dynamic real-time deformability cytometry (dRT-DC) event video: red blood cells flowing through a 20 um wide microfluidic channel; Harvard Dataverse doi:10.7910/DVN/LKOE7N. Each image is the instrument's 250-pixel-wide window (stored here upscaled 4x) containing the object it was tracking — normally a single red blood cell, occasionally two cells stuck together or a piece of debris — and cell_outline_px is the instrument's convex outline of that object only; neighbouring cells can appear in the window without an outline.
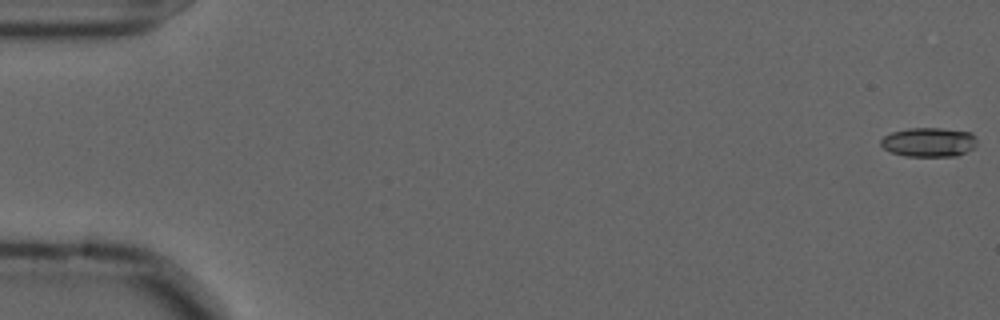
{"species": "common noctule bat (a hibernating species)", "species_latin": "Nyctalus noctula", "temperature_condition": "cold", "stored_images_in_passage": 57, "camera_frame_rate_fps": 3000, "um_per_image_px": 0.085, "animal": {"sex": "male", "forearm_length_mm": 52.5}, "frame": {"image": 1, "passage_image": 1, "time_ms": 0.0, "image_size_px": [1000, 320], "cell_outline_px": [[976, 144], [972, 148], [956, 156], [904, 156], [892, 152], [884, 148], [880, 144], [880, 140], [884, 136], [892, 132], [908, 128], [940, 128], [972, 132], [976, 140]], "centroid_in_image_um": [78.93, 12.08], "position_along_channel_um": 6.1, "area_um2": 16.3}}
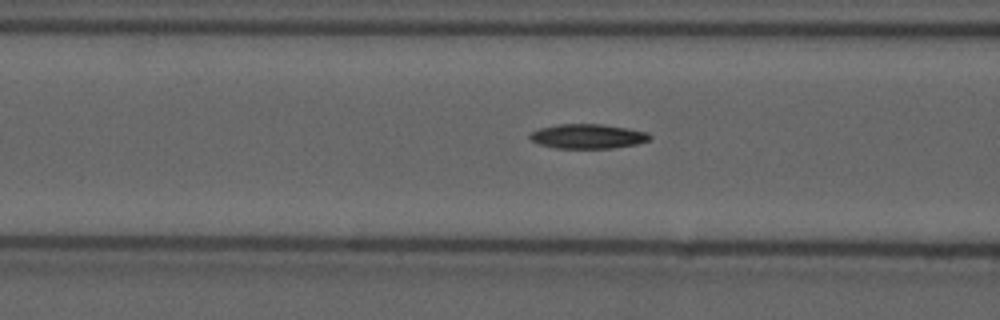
{"frame": {"image": 2, "passage_image": 23, "time_ms": 7.333, "image_size_px": [1000, 320], "cell_outline_px": [[652, 136], [648, 140], [636, 144], [612, 148], [556, 148], [540, 144], [532, 140], [528, 136], [532, 132], [540, 128], [556, 124], [600, 124], [628, 128], [648, 132]], "centroid_in_image_um": [49.97, 11.58], "position_along_channel_um": 116.6, "area_um2": 17.05}}
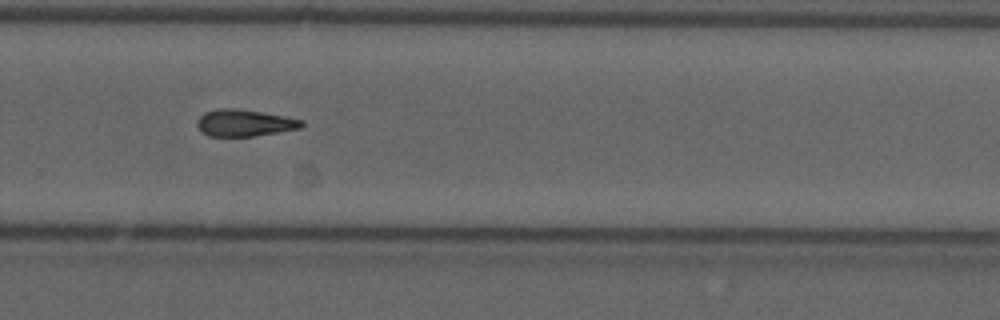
{"frame": {"image": 3, "passage_image": 39, "time_ms": 12.667, "image_size_px": [1000, 320], "cell_outline_px": [[304, 124], [300, 128], [256, 136], [208, 136], [200, 132], [196, 124], [196, 120], [204, 112], [220, 108], [236, 108], [284, 116], [304, 120]], "centroid_in_image_um": [20.74, 10.45], "position_along_channel_um": 309.1, "area_um2": 16.42}, "authors_computed_cell_mechanics": {"area_um2": 16.5308, "velocity_mm_per_s": 3.6172, "shape_relaxation_time_tau1_ms": 8.1273, "shape_relaxation_time_tau2_ms": null, "deformation_change_tau1": 0.1568, "deformation_change_tau2": null}}